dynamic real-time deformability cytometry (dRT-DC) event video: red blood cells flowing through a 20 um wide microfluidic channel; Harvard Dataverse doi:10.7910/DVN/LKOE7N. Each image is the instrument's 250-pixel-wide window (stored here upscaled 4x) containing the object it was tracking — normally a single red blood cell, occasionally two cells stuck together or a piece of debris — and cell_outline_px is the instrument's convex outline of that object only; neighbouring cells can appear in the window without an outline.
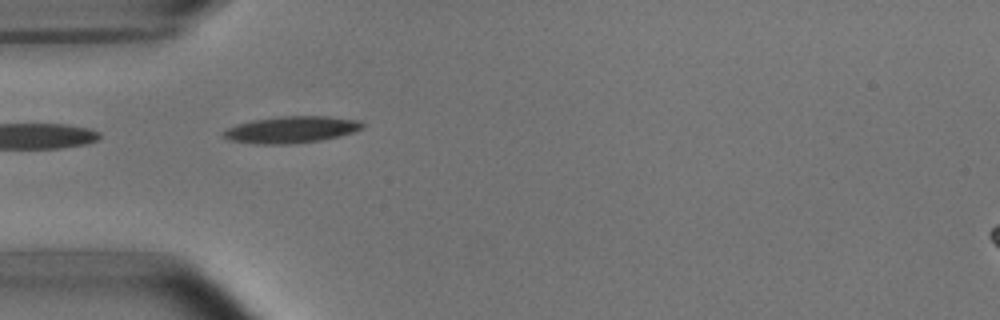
{"species": "common noctule bat (a hibernating species)", "species_latin": "Nyctalus noctula", "temperature_condition": "room temperature", "stored_images_in_passage": 10, "camera_frame_rate_fps": 3000, "um_per_image_px": 0.085, "animal": {"sex": "male", "body_mass_g": 15.6}, "frame": {"image": 1, "passage_image": 4, "time_ms": 3.333, "image_size_px": [1000, 320], "cell_outline_px": [[364, 128], [352, 132], [320, 140], [288, 144], [252, 144], [228, 140], [220, 132], [236, 124], [252, 120], [284, 116], [328, 116], [356, 120], [364, 124]], "centroid_in_image_um": [24.69, 11.02], "position_along_channel_um": 60.3, "area_um2": 21.5}}
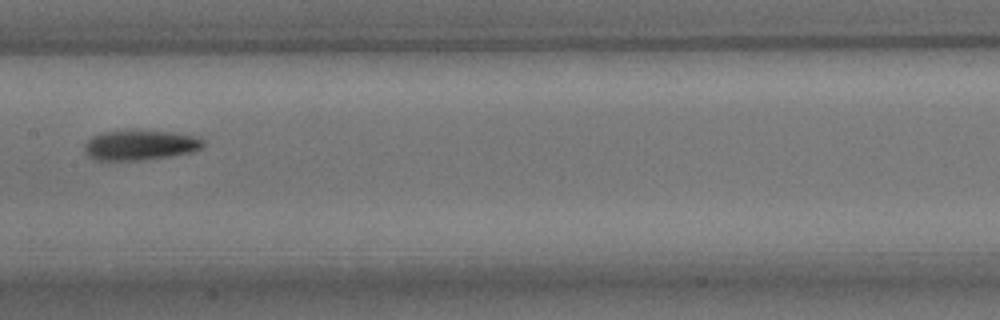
{"frame": {"image": 2, "passage_image": 7, "time_ms": 7.0, "image_size_px": [1000, 320], "cell_outline_px": [[204, 144], [200, 148], [192, 152], [144, 160], [96, 160], [88, 156], [84, 152], [84, 144], [92, 136], [104, 132], [168, 132], [192, 136], [204, 140]], "centroid_in_image_um": [11.86, 12.37], "position_along_channel_um": 195.5, "area_um2": 20.11}}
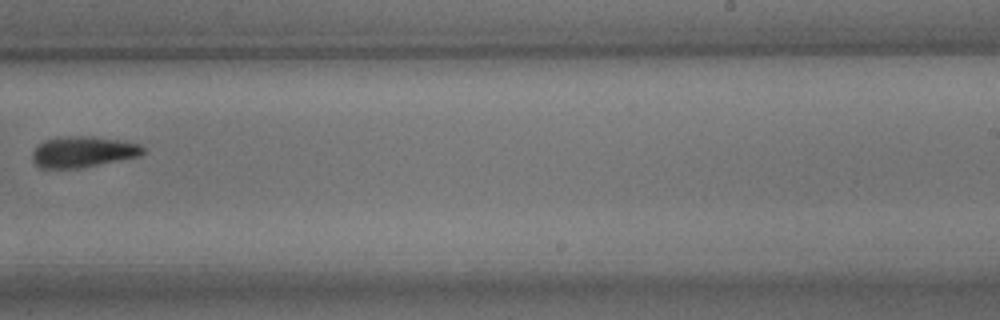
{"frame": {"image": 3, "passage_image": 9, "time_ms": 9.333, "image_size_px": [1000, 320], "cell_outline_px": [[144, 152], [140, 156], [76, 168], [40, 168], [32, 160], [32, 152], [44, 140], [68, 136], [92, 136], [124, 140], [140, 144], [144, 148]], "centroid_in_image_um": [7.07, 12.89], "position_along_channel_um": 281.9, "area_um2": 19.83}}